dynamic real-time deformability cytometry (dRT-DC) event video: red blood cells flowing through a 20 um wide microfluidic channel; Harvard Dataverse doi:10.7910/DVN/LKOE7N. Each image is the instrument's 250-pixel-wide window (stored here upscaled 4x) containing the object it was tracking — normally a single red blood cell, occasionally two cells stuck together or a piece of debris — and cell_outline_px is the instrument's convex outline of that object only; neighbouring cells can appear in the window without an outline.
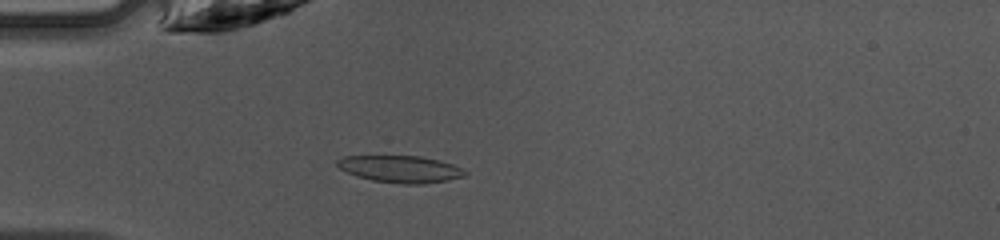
{"species": "common noctule bat (a hibernating species)", "species_latin": "Nyctalus noctula", "temperature_condition": "warm", "stored_images_in_passage": 47, "camera_frame_rate_fps": 3000, "um_per_image_px": 0.085, "animal": {"sex": "female", "body_mass_g": 10.0, "forearm_length_mm": 53.1}, "frame": {"image": 1, "passage_image": 13, "time_ms": 4.0, "image_size_px": [1000, 240], "cell_outline_px": [[468, 172], [464, 176], [448, 180], [424, 184], [404, 184], [372, 180], [356, 176], [340, 168], [336, 164], [336, 160], [344, 156], [420, 156], [440, 160], [452, 164]], "centroid_in_image_um": [34.04, 14.37], "position_along_channel_um": 51.0, "area_um2": 20.0}}
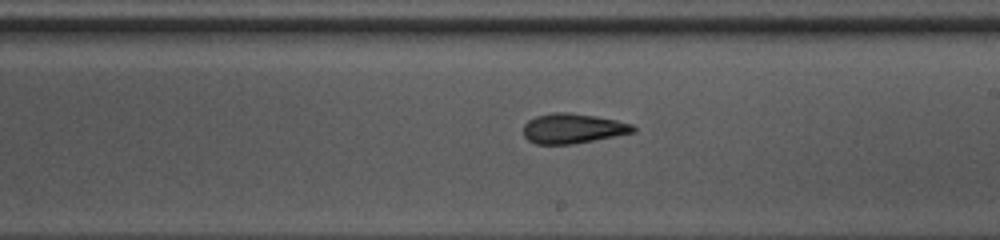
{"frame": {"image": 2, "passage_image": 27, "time_ms": 8.667, "image_size_px": [1000, 240], "cell_outline_px": [[636, 132], [572, 144], [536, 144], [528, 140], [524, 136], [524, 124], [528, 120], [536, 116], [552, 112], [568, 112], [596, 116], [616, 120], [632, 124], [636, 128]], "centroid_in_image_um": [48.68, 10.91], "position_along_channel_um": 240.3, "area_um2": 19.13}}
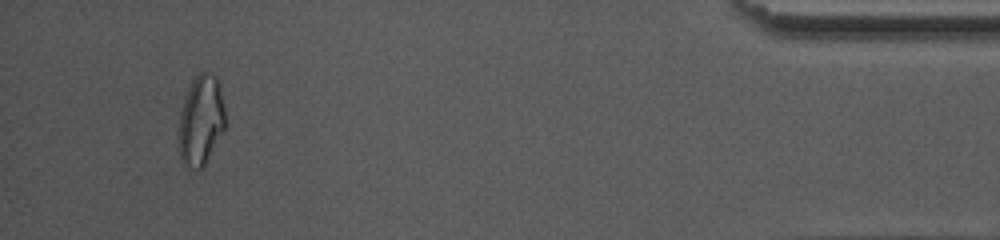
{"frame": {"image": 3, "passage_image": 44, "time_ms": 14.333, "image_size_px": [1000, 240], "cell_outline_px": [[224, 128], [204, 164], [200, 168], [196, 168], [180, 160], [180, 112], [188, 88], [192, 80], [200, 72], [212, 72], [216, 76], [224, 108]], "centroid_in_image_um": [17.08, 10.16], "position_along_channel_um": 418.1, "area_um2": 23.41}, "authors_computed_cell_mechanics": {"area_um2": 19.941, "velocity_mm_per_s": 4.2524, "shape_relaxation_time_tau1_ms": 7.7827, "shape_relaxation_time_tau2_ms": 2.2116, "deformation_change_tau1": 0.229, "deformation_change_tau2": 0.1114}}